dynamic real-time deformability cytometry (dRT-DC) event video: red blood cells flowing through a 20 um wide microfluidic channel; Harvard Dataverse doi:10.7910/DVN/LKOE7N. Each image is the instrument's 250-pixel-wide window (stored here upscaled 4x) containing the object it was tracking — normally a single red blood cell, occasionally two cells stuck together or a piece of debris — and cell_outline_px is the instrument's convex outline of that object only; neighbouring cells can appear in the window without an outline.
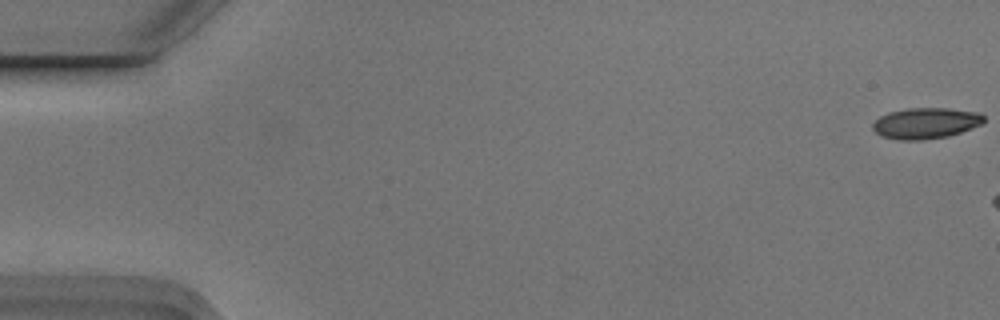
{"species": "Egyptian fruit bat (a non-hibernating species)", "species_latin": "Rousettus aegyptiacus", "temperature_condition": "cold", "stored_images_in_passage": 5, "camera_frame_rate_fps": 3000, "um_per_image_px": 0.085, "animal": {"sex": "male"}, "frame": {"image": 1, "passage_image": 1, "time_ms": 0.0, "image_size_px": [1000, 320], "cell_outline_px": [[984, 120], [980, 124], [960, 132], [948, 136], [920, 140], [896, 140], [880, 136], [872, 128], [872, 124], [880, 116], [888, 112], [908, 108], [948, 108], [980, 112], [984, 116]], "centroid_in_image_um": [78.65, 10.47], "position_along_channel_um": 6.3, "area_um2": 20.06}}